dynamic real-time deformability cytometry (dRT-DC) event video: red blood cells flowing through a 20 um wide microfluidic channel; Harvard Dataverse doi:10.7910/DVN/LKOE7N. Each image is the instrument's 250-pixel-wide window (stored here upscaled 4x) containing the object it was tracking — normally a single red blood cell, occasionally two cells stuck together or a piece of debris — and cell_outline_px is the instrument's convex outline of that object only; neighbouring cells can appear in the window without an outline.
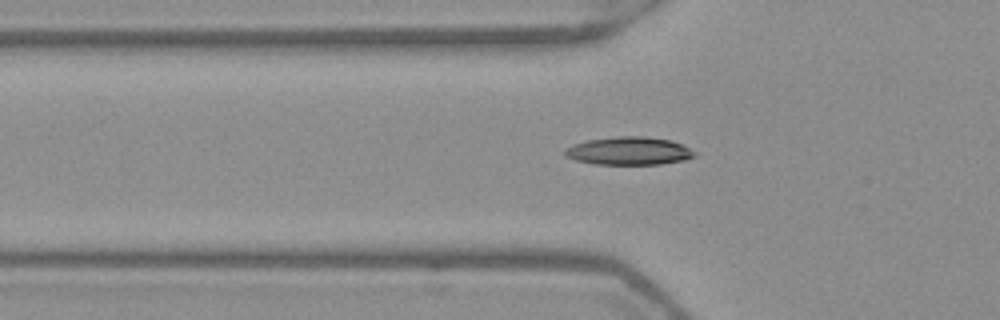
{"species": "Egyptian fruit bat (a non-hibernating species)", "species_latin": "Rousettus aegyptiacus", "temperature_condition": "warm", "stored_images_in_passage": 42, "camera_frame_rate_fps": 3000, "um_per_image_px": 0.085, "frame": {"image": 1, "passage_image": 12, "time_ms": 3.667, "image_size_px": [1000, 320], "cell_outline_px": [[696, 156], [684, 160], [660, 164], [596, 164], [576, 160], [564, 156], [564, 152], [572, 144], [588, 140], [616, 136], [644, 136], [672, 140], [684, 144], [696, 152]], "centroid_in_image_um": [53.5, 12.82], "position_along_channel_um": 72.3, "area_um2": 21.27}}
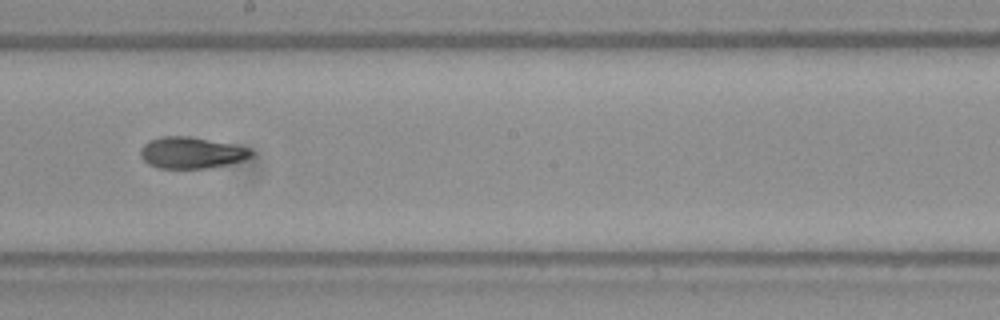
{"frame": {"image": 2, "passage_image": 24, "time_ms": 7.667, "image_size_px": [1000, 320], "cell_outline_px": [[252, 156], [244, 160], [228, 164], [208, 168], [160, 168], [148, 164], [140, 156], [140, 148], [148, 140], [160, 136], [192, 136], [232, 144], [248, 148], [252, 152]], "centroid_in_image_um": [16.24, 12.97], "position_along_channel_um": 232.0, "area_um2": 20.35}}
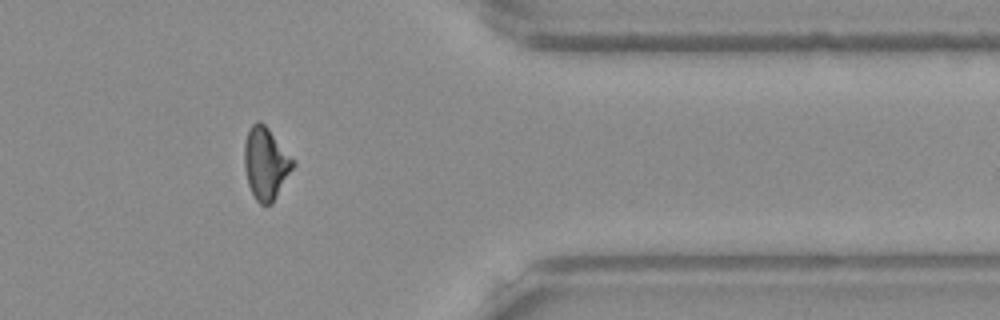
{"frame": {"image": 3, "passage_image": 37, "time_ms": 12.0, "image_size_px": [1000, 320], "cell_outline_px": [[296, 164], [272, 204], [260, 204], [256, 200], [248, 184], [244, 168], [244, 144], [248, 132], [252, 124], [256, 120], [260, 120], [268, 128], [296, 160]], "centroid_in_image_um": [22.61, 13.88], "position_along_channel_um": 388.8, "area_um2": 20.63}}